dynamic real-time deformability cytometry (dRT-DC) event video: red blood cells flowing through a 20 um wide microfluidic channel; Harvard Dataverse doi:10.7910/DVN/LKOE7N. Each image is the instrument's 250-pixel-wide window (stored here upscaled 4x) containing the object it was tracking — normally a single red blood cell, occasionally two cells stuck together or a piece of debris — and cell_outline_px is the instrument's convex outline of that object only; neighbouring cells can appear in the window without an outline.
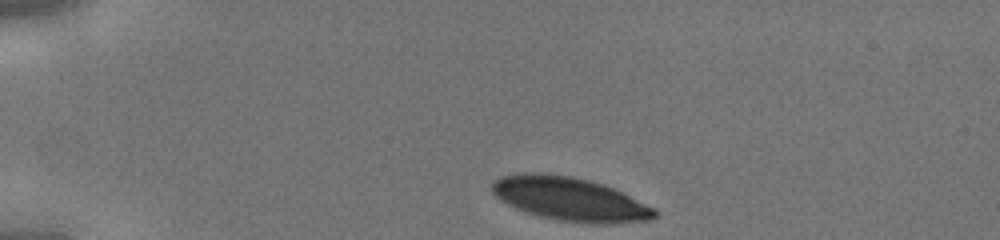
{"species": "human", "species_latin": "Homo sapiens", "temperature_condition": "cold", "stored_images_in_passage": 32, "camera_frame_rate_fps": 3000, "um_per_image_px": 0.085, "donor": {"sex": "male"}, "frame": {"image": 1, "passage_image": 1, "time_ms": 0.0, "image_size_px": [1000, 240], "cell_outline_px": [[660, 212], [652, 220], [612, 224], [588, 224], [560, 220], [540, 216], [516, 208], [500, 200], [492, 192], [492, 180], [500, 176], [520, 172], [540, 172], [572, 176], [604, 184], [656, 208]], "centroid_in_image_um": [48.46, 16.91], "position_along_channel_um": 36.5, "area_um2": 41.73}}
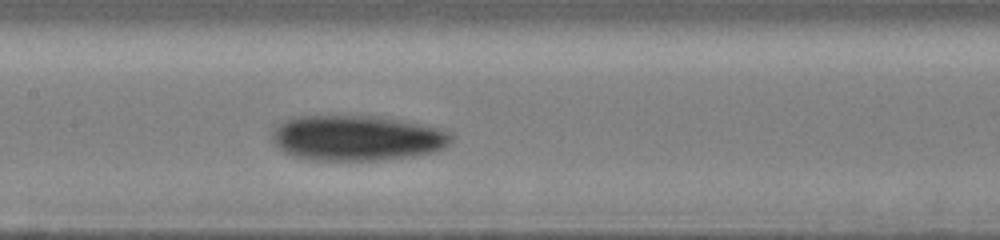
{"frame": {"image": 2, "passage_image": 14, "time_ms": 4.333, "image_size_px": [1000, 240], "cell_outline_px": [[452, 140], [444, 148], [432, 152], [412, 156], [380, 160], [308, 160], [292, 156], [284, 152], [272, 140], [272, 132], [284, 120], [296, 116], [380, 116], [404, 120], [452, 132]], "centroid_in_image_um": [30.33, 11.73], "position_along_channel_um": 177.1, "area_um2": 47.45}}
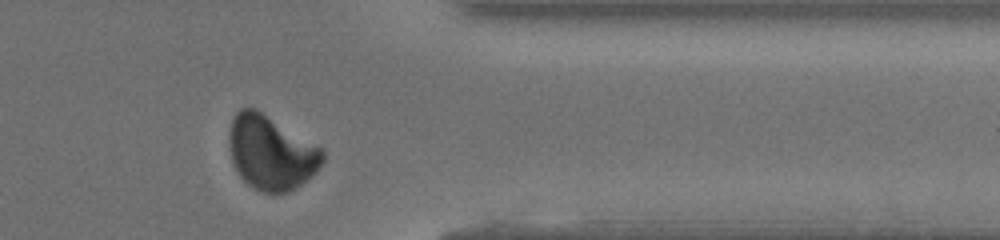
{"frame": {"image": 3, "passage_image": 28, "time_ms": 9.0, "image_size_px": [1000, 240], "cell_outline_px": [[324, 160], [316, 172], [312, 176], [296, 188], [288, 192], [264, 192], [248, 184], [240, 176], [232, 160], [228, 140], [228, 136], [232, 120], [236, 112], [240, 108], [256, 108], [324, 148]], "centroid_in_image_um": [23.07, 12.95], "position_along_channel_um": 388.3, "area_um2": 40.52}}